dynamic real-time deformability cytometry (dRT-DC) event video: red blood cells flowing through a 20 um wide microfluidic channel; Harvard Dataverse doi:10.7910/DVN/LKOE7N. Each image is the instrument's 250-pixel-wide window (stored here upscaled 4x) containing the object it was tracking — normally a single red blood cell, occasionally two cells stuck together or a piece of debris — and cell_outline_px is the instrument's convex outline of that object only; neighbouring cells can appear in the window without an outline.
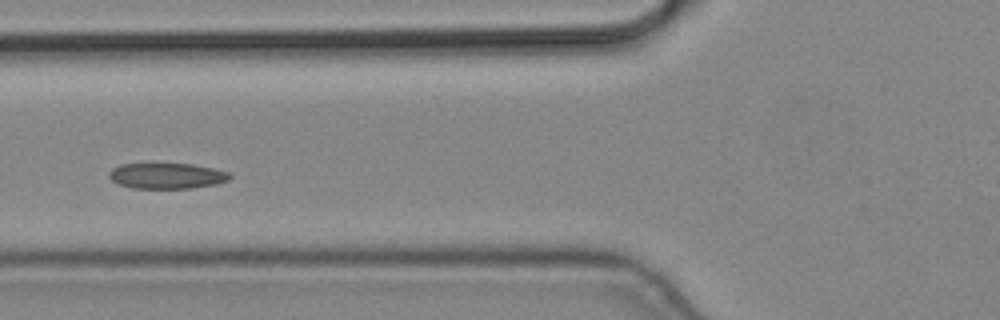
{"species": "common noctule bat (a hibernating species)", "species_latin": "Nyctalus noctula", "temperature_condition": "cold", "stored_images_in_passage": 13, "camera_frame_rate_fps": 3000, "um_per_image_px": 0.085, "animal": {"sex": "male", "body_mass_g": 19.2, "forearm_length_mm": 51.8}, "frame": {"image": 1, "passage_image": 4, "time_ms": 1.0, "image_size_px": [1000, 320], "cell_outline_px": [[232, 176], [228, 180], [216, 184], [192, 188], [132, 188], [116, 184], [108, 176], [108, 172], [112, 168], [120, 164], [192, 164], [216, 168], [232, 172]], "centroid_in_image_um": [14.2, 14.94], "position_along_channel_um": 111.6, "area_um2": 18.32}}
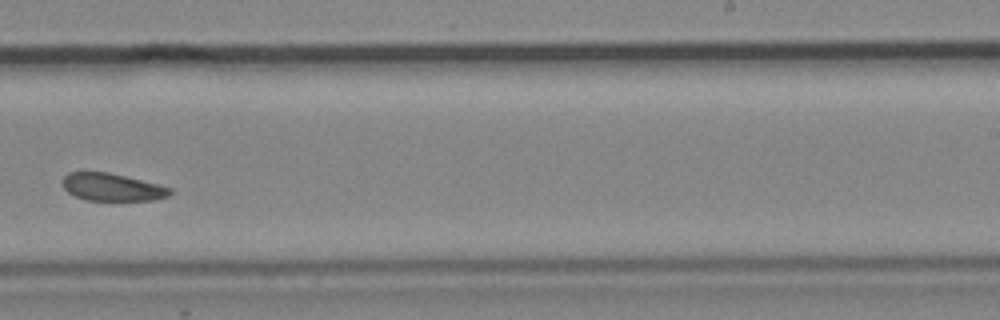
{"frame": {"image": 2, "passage_image": 8, "time_ms": 2.333, "image_size_px": [1000, 320], "cell_outline_px": [[172, 192], [168, 196], [156, 200], [84, 200], [68, 192], [64, 188], [60, 180], [68, 172], [108, 172], [172, 188]], "centroid_in_image_um": [9.49, 15.91], "position_along_channel_um": 279.5, "area_um2": 17.17}}
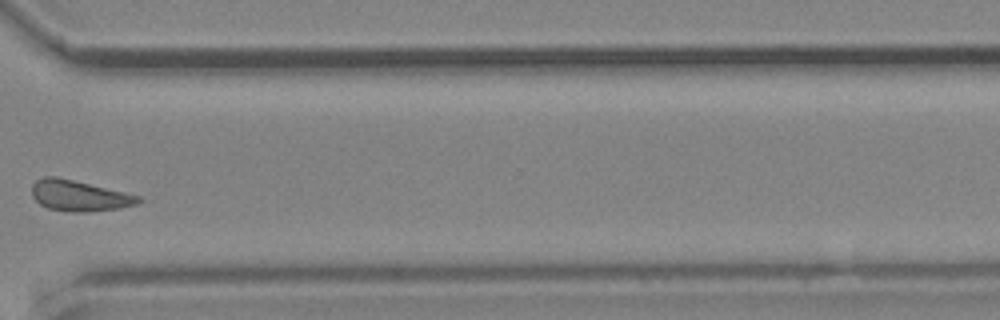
{"frame": {"image": 3, "passage_image": 10, "time_ms": 3.0, "image_size_px": [1000, 320], "cell_outline_px": [[144, 200], [140, 204], [120, 208], [92, 212], [72, 212], [48, 208], [40, 204], [32, 196], [32, 184], [36, 180], [44, 176], [56, 176], [140, 196]], "centroid_in_image_um": [6.75, 16.65], "position_along_channel_um": 363.8, "area_um2": 19.19}}